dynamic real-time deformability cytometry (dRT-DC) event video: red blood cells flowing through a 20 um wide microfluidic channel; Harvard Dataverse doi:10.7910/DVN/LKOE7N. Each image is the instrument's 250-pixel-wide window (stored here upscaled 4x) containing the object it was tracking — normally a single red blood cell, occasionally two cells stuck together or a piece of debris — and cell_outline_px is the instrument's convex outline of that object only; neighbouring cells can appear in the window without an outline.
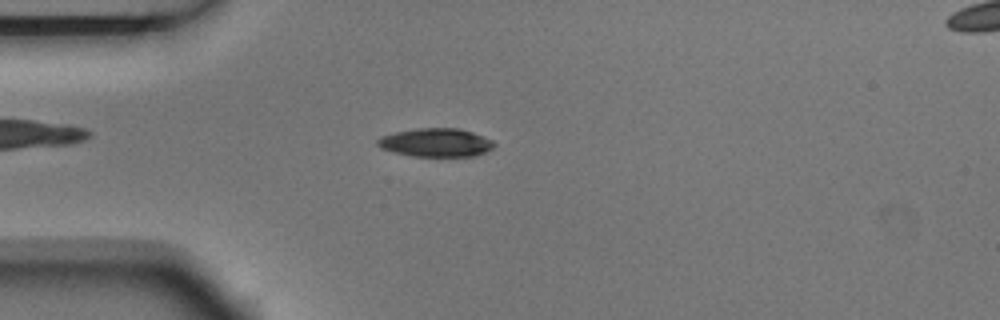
{"species": "Egyptian fruit bat (a non-hibernating species)", "species_latin": "Rousettus aegyptiacus", "temperature_condition": "room temperature", "stored_images_in_passage": 5, "camera_frame_rate_fps": 3000, "um_per_image_px": 0.085, "animal": {"sex": "male"}, "frame": {"image": 1, "passage_image": 4, "time_ms": 1.0, "image_size_px": [1000, 320], "cell_outline_px": [[496, 144], [492, 148], [476, 156], [412, 156], [380, 148], [376, 144], [376, 140], [380, 136], [396, 132], [416, 128], [460, 128], [472, 132], [492, 140]], "centroid_in_image_um": [37.04, 12.11], "position_along_channel_um": 48.0, "area_um2": 19.31}}